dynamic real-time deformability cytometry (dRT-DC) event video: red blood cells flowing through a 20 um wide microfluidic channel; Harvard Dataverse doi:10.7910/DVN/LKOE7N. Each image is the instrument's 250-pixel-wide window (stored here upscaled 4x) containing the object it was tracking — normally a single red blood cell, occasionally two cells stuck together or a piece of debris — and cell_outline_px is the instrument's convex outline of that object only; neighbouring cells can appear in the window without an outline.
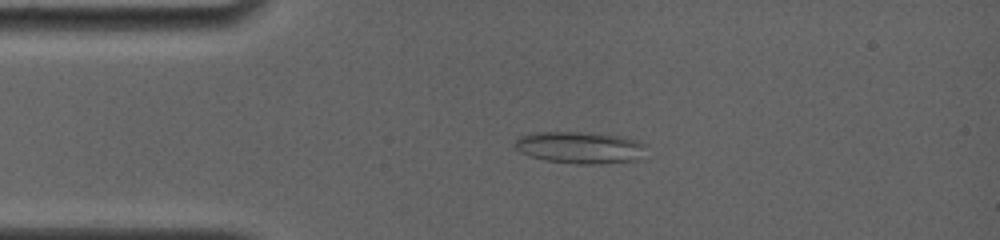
{"species": "common noctule bat (a hibernating species)", "species_latin": "Nyctalus noctula", "temperature_condition": "room temperature", "stored_images_in_passage": 25, "camera_frame_rate_fps": 4000, "um_per_image_px": 0.085, "animal": {"sex": "female", "body_mass_g": 19.0, "forearm_length_mm": 56.7}, "frame": {"image": 1, "passage_image": 6, "time_ms": 3.0, "image_size_px": [1000, 240], "cell_outline_px": [[648, 144], [640, 156], [636, 160], [592, 164], [576, 164], [544, 160], [528, 156], [520, 152], [512, 144], [520, 136], [536, 132], [580, 132], [620, 136], [636, 140]], "centroid_in_image_um": [49.25, 12.54], "position_along_channel_um": 35.8, "area_um2": 24.33}}
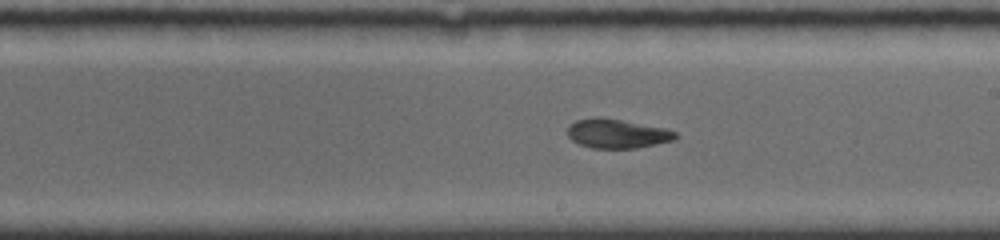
{"frame": {"image": 2, "passage_image": 14, "time_ms": 9.0, "image_size_px": [1000, 240], "cell_outline_px": [[680, 136], [676, 140], [636, 148], [592, 148], [580, 144], [572, 140], [568, 136], [568, 124], [576, 120], [596, 116], [620, 120], [664, 128], [676, 132]], "centroid_in_image_um": [52.46, 11.36], "position_along_channel_um": 236.5, "area_um2": 18.38}}
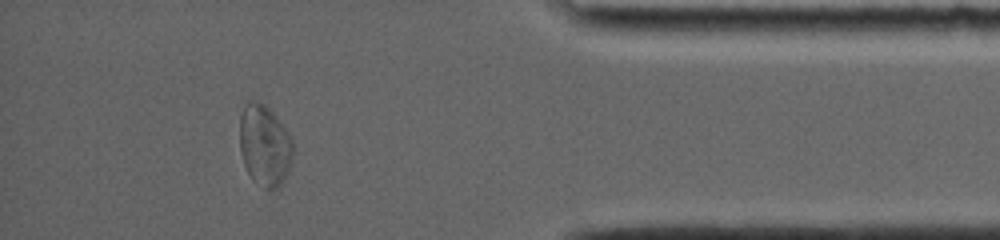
{"frame": {"image": 3, "passage_image": 22, "time_ms": 14.25, "image_size_px": [1000, 240], "cell_outline_px": [[292, 156], [288, 172], [284, 180], [276, 188], [264, 188], [252, 180], [244, 164], [240, 152], [240, 116], [248, 100], [260, 100], [276, 116], [288, 132], [292, 140]], "centroid_in_image_um": [22.48, 12.34], "position_along_channel_um": 412.7, "area_um2": 25.14}, "authors_computed_cell_mechanics": {"area_um2": 21.9062, "velocity_mm_per_s": 3.7819, "shape_relaxation_time_tau1_ms": null, "shape_relaxation_time_tau2_ms": 2.4371, "deformation_change_tau1": null, "deformation_change_tau2": 0.0854}}